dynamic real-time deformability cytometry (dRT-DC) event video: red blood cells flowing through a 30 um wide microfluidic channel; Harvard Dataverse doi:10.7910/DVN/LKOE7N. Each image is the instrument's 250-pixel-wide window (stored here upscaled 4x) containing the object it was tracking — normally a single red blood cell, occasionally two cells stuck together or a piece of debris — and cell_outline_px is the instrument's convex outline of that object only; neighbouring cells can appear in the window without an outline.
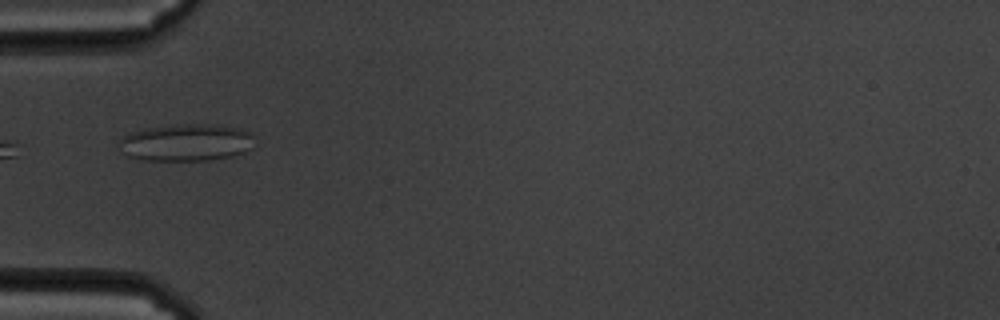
{"species": "common noctule bat (a hibernating species)", "species_latin": "Nyctalus noctula", "temperature_condition": "cold", "stored_images_in_passage": 19, "camera_frame_rate_fps": 3000, "um_per_image_px": 0.085, "animal": {"sex": "male", "body_mass_g": 19.5, "forearm_length_mm": 54.6}, "frame": {"image": 1, "passage_image": 1, "time_ms": 0.0, "image_size_px": [1000, 320], "cell_outline_px": [[256, 136], [252, 148], [244, 152], [232, 156], [208, 160], [140, 160], [128, 156], [116, 148], [120, 140], [124, 136], [132, 132], [144, 128], [172, 124], [212, 124], [240, 128], [252, 132]], "centroid_in_image_um": [15.84, 12.1], "position_along_channel_um": 69.2, "area_um2": 29.88}}
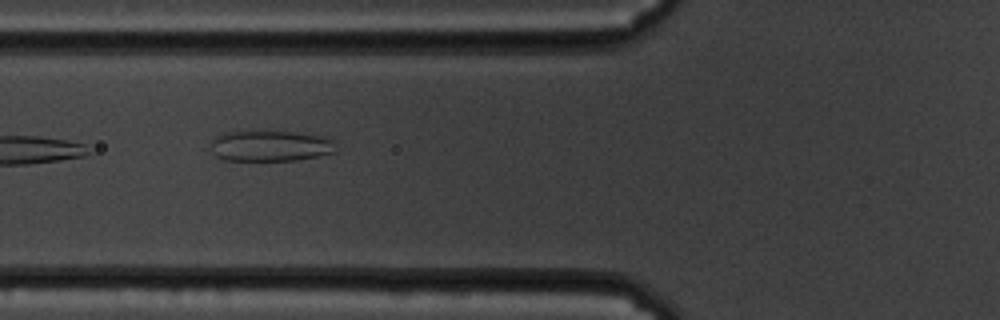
{"frame": {"image": 2, "passage_image": 4, "time_ms": 1.0, "image_size_px": [1000, 320], "cell_outline_px": [[336, 152], [320, 156], [296, 160], [224, 160], [216, 156], [212, 152], [212, 140], [216, 136], [224, 132], [292, 132], [324, 136], [332, 140]], "centroid_in_image_um": [22.99, 12.41], "position_along_channel_um": 102.8, "area_um2": 22.25}}